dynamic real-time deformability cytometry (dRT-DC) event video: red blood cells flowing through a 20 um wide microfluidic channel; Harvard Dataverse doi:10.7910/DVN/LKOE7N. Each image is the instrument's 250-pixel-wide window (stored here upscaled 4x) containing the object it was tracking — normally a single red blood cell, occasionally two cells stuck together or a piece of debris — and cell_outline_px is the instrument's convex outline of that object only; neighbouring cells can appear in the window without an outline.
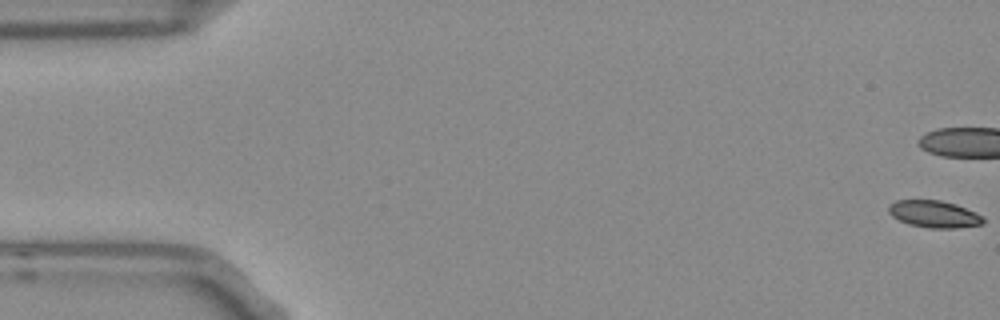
{"species": "Egyptian fruit bat (a non-hibernating species)", "species_latin": "Rousettus aegyptiacus", "temperature_condition": "room temperature", "stored_images_in_passage": 15, "camera_frame_rate_fps": 3000, "um_per_image_px": 0.085, "frame": {"image": 1, "passage_image": 1, "time_ms": 0.0, "image_size_px": [1000, 320], "cell_outline_px": [[984, 224], [956, 228], [928, 228], [908, 224], [892, 216], [888, 212], [888, 208], [896, 200], [940, 200], [956, 204], [984, 216]], "centroid_in_image_um": [79.43, 18.2], "position_along_channel_um": 5.6, "area_um2": 14.91}}